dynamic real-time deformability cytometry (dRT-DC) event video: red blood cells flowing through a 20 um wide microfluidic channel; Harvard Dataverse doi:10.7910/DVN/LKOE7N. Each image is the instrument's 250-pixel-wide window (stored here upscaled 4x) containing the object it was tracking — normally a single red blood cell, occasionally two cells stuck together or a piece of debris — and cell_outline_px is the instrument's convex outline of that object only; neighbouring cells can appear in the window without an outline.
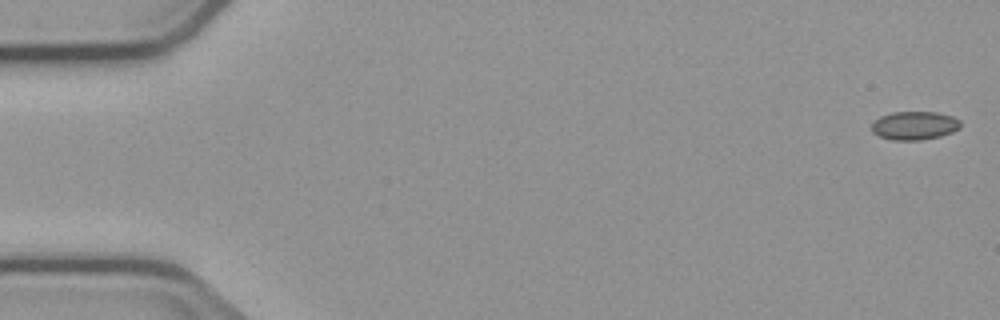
{"species": "common noctule bat (a hibernating species)", "species_latin": "Nyctalus noctula", "temperature_condition": "cold", "stored_images_in_passage": 3, "camera_frame_rate_fps": 3000, "um_per_image_px": 0.085, "animal": {"sex": "male", "body_mass_g": 23.1, "forearm_length_mm": 52.7}, "frame": {"image": 1, "passage_image": 1, "time_ms": 0.0, "image_size_px": [1000, 320], "cell_outline_px": [[960, 128], [952, 132], [940, 136], [920, 140], [892, 140], [880, 136], [872, 132], [872, 120], [880, 116], [892, 112], [936, 112], [952, 116], [960, 120]], "centroid_in_image_um": [77.71, 10.67], "position_along_channel_um": 7.3, "area_um2": 14.8}}